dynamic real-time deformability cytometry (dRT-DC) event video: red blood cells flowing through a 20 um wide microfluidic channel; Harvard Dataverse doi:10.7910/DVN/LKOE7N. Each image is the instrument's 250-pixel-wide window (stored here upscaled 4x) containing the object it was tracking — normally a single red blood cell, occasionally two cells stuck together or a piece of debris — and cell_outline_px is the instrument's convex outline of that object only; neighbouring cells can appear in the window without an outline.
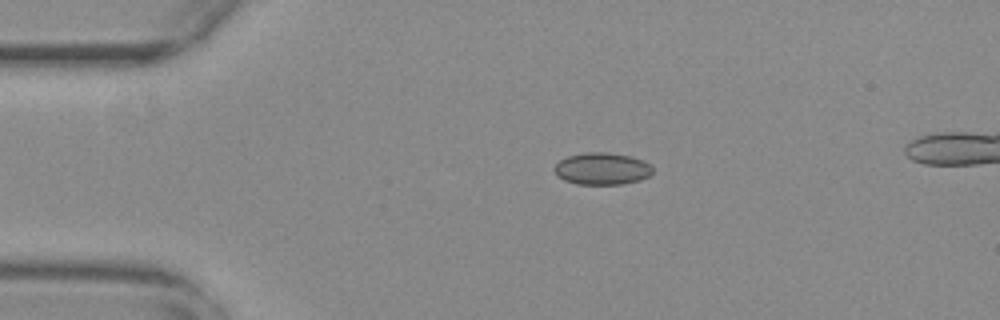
{"species": "common noctule bat (a hibernating species)", "species_latin": "Nyctalus noctula", "temperature_condition": "warm", "stored_images_in_passage": 49, "camera_frame_rate_fps": 3000, "um_per_image_px": 0.085, "animal": {"sex": "female", "body_mass_g": 29.2, "forearm_length_mm": 56.3}, "frame": {"image": 1, "passage_image": 6, "time_ms": 1.667, "image_size_px": [1000, 320], "cell_outline_px": [[652, 172], [648, 176], [640, 180], [624, 184], [576, 184], [564, 180], [556, 176], [552, 168], [560, 160], [568, 156], [588, 152], [608, 152], [632, 156], [644, 160], [652, 168]], "centroid_in_image_um": [51.15, 14.34], "position_along_channel_um": 33.8, "area_um2": 18.5}}
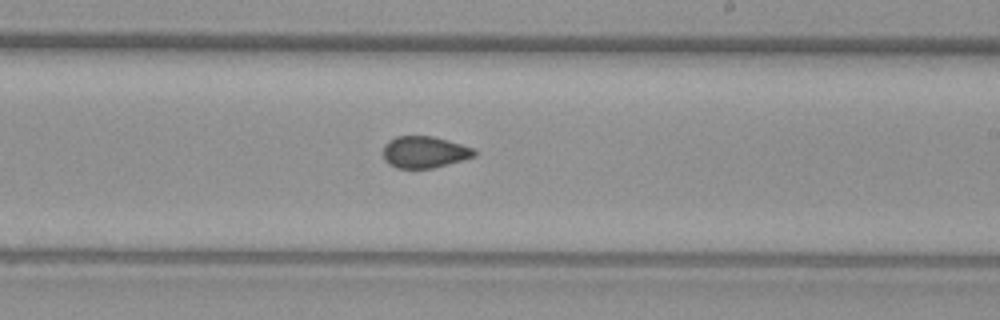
{"frame": {"image": 2, "passage_image": 27, "time_ms": 8.667, "image_size_px": [1000, 320], "cell_outline_px": [[476, 156], [448, 164], [432, 168], [396, 168], [388, 164], [384, 160], [384, 144], [388, 140], [396, 136], [432, 136], [448, 140], [472, 148], [476, 152]], "centroid_in_image_um": [36.05, 12.92], "position_along_channel_um": 253.0, "area_um2": 16.82}}
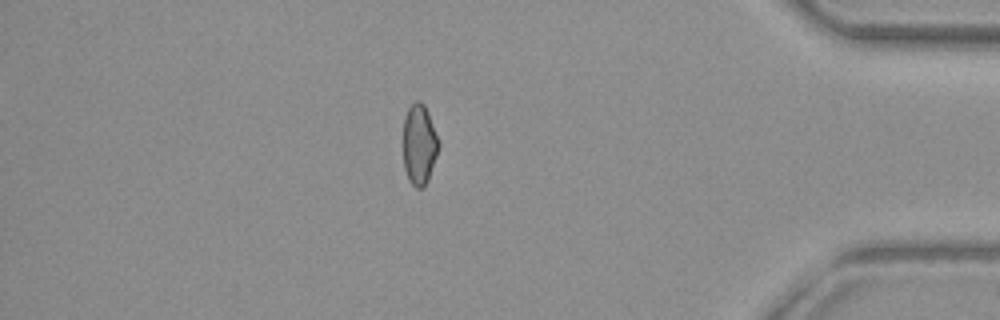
{"frame": {"image": 3, "passage_image": 42, "time_ms": 13.667, "image_size_px": [1000, 320], "cell_outline_px": [[440, 144], [428, 180], [424, 188], [416, 188], [408, 180], [404, 168], [404, 116], [408, 108], [416, 100], [420, 100], [424, 104]], "centroid_in_image_um": [35.63, 12.3], "position_along_channel_um": 399.6, "area_um2": 16.47}, "authors_computed_cell_mechanics": {"area_um2": 17.2822, "velocity_mm_per_s": 3.7311, "shape_relaxation_time_tau1_ms": null, "shape_relaxation_time_tau2_ms": 1.8001, "deformation_change_tau1": null, "deformation_change_tau2": 0.0567}}